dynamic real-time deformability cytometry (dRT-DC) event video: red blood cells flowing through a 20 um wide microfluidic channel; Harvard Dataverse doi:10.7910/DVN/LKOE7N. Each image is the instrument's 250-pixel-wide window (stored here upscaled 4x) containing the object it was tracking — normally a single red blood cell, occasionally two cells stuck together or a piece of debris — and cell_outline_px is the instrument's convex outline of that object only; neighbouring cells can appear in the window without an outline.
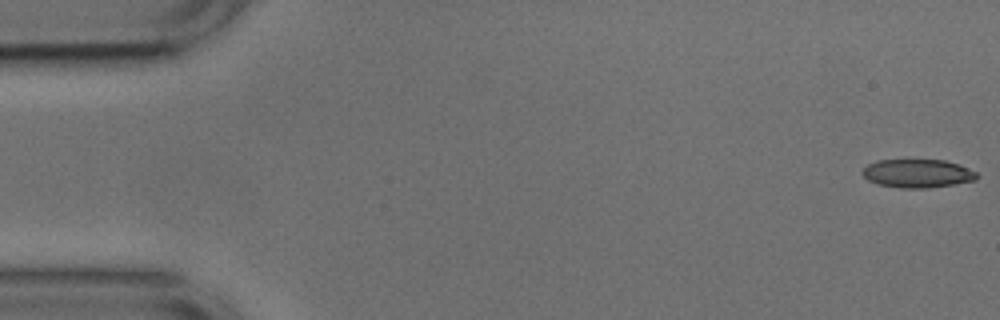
{"species": "common noctule bat (a hibernating species)", "species_latin": "Nyctalus noctula", "temperature_condition": "cold", "stored_images_in_passage": 10, "camera_frame_rate_fps": 3000, "um_per_image_px": 0.085, "animal": {"sex": "male", "body_mass_g": 17.9, "forearm_length_mm": 54.2}, "frame": {"image": 1, "passage_image": 1, "time_ms": 0.0, "image_size_px": [1000, 320], "cell_outline_px": [[980, 176], [976, 180], [928, 188], [900, 188], [876, 184], [868, 180], [860, 172], [868, 164], [876, 160], [944, 160], [960, 164], [976, 172]], "centroid_in_image_um": [77.98, 14.74], "position_along_channel_um": 7.0, "area_um2": 19.07}}